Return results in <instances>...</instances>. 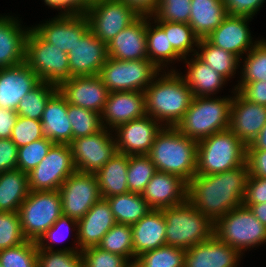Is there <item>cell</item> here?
<instances>
[{
  "mask_svg": "<svg viewBox=\"0 0 266 267\" xmlns=\"http://www.w3.org/2000/svg\"><path fill=\"white\" fill-rule=\"evenodd\" d=\"M197 48L195 55L227 81L237 74L239 63L243 61L233 53L214 46L206 38L199 39Z\"/></svg>",
  "mask_w": 266,
  "mask_h": 267,
  "instance_id": "cell-35",
  "label": "cell"
},
{
  "mask_svg": "<svg viewBox=\"0 0 266 267\" xmlns=\"http://www.w3.org/2000/svg\"><path fill=\"white\" fill-rule=\"evenodd\" d=\"M112 132L103 127L94 134L72 140L69 145L76 171L95 174L116 154Z\"/></svg>",
  "mask_w": 266,
  "mask_h": 267,
  "instance_id": "cell-13",
  "label": "cell"
},
{
  "mask_svg": "<svg viewBox=\"0 0 266 267\" xmlns=\"http://www.w3.org/2000/svg\"><path fill=\"white\" fill-rule=\"evenodd\" d=\"M198 141L176 127H163L148 154L157 171L174 174L187 183L196 175Z\"/></svg>",
  "mask_w": 266,
  "mask_h": 267,
  "instance_id": "cell-3",
  "label": "cell"
},
{
  "mask_svg": "<svg viewBox=\"0 0 266 267\" xmlns=\"http://www.w3.org/2000/svg\"><path fill=\"white\" fill-rule=\"evenodd\" d=\"M101 0H80V13H85L87 7Z\"/></svg>",
  "mask_w": 266,
  "mask_h": 267,
  "instance_id": "cell-62",
  "label": "cell"
},
{
  "mask_svg": "<svg viewBox=\"0 0 266 267\" xmlns=\"http://www.w3.org/2000/svg\"><path fill=\"white\" fill-rule=\"evenodd\" d=\"M84 267H133L124 256H120L96 247H89L81 251Z\"/></svg>",
  "mask_w": 266,
  "mask_h": 267,
  "instance_id": "cell-50",
  "label": "cell"
},
{
  "mask_svg": "<svg viewBox=\"0 0 266 267\" xmlns=\"http://www.w3.org/2000/svg\"><path fill=\"white\" fill-rule=\"evenodd\" d=\"M245 56L240 67L241 80L237 81L238 84L266 81V40L260 39Z\"/></svg>",
  "mask_w": 266,
  "mask_h": 267,
  "instance_id": "cell-41",
  "label": "cell"
},
{
  "mask_svg": "<svg viewBox=\"0 0 266 267\" xmlns=\"http://www.w3.org/2000/svg\"><path fill=\"white\" fill-rule=\"evenodd\" d=\"M29 192L28 174L19 169L0 173V211L18 212Z\"/></svg>",
  "mask_w": 266,
  "mask_h": 267,
  "instance_id": "cell-34",
  "label": "cell"
},
{
  "mask_svg": "<svg viewBox=\"0 0 266 267\" xmlns=\"http://www.w3.org/2000/svg\"><path fill=\"white\" fill-rule=\"evenodd\" d=\"M75 171L70 145L54 143L47 156L28 173L29 190H59L62 183Z\"/></svg>",
  "mask_w": 266,
  "mask_h": 267,
  "instance_id": "cell-11",
  "label": "cell"
},
{
  "mask_svg": "<svg viewBox=\"0 0 266 267\" xmlns=\"http://www.w3.org/2000/svg\"><path fill=\"white\" fill-rule=\"evenodd\" d=\"M227 15L253 18L265 0H223Z\"/></svg>",
  "mask_w": 266,
  "mask_h": 267,
  "instance_id": "cell-52",
  "label": "cell"
},
{
  "mask_svg": "<svg viewBox=\"0 0 266 267\" xmlns=\"http://www.w3.org/2000/svg\"><path fill=\"white\" fill-rule=\"evenodd\" d=\"M173 68L161 71L144 90L147 115L164 127H175L194 98L182 74Z\"/></svg>",
  "mask_w": 266,
  "mask_h": 267,
  "instance_id": "cell-2",
  "label": "cell"
},
{
  "mask_svg": "<svg viewBox=\"0 0 266 267\" xmlns=\"http://www.w3.org/2000/svg\"><path fill=\"white\" fill-rule=\"evenodd\" d=\"M163 127L149 115L120 124L113 130L117 152L125 155H148Z\"/></svg>",
  "mask_w": 266,
  "mask_h": 267,
  "instance_id": "cell-15",
  "label": "cell"
},
{
  "mask_svg": "<svg viewBox=\"0 0 266 267\" xmlns=\"http://www.w3.org/2000/svg\"><path fill=\"white\" fill-rule=\"evenodd\" d=\"M32 28L48 43L68 53L89 29L90 24L84 13L59 14L45 23Z\"/></svg>",
  "mask_w": 266,
  "mask_h": 267,
  "instance_id": "cell-16",
  "label": "cell"
},
{
  "mask_svg": "<svg viewBox=\"0 0 266 267\" xmlns=\"http://www.w3.org/2000/svg\"><path fill=\"white\" fill-rule=\"evenodd\" d=\"M25 63L42 82L56 87L72 78L68 53L45 41L32 27L25 42Z\"/></svg>",
  "mask_w": 266,
  "mask_h": 267,
  "instance_id": "cell-7",
  "label": "cell"
},
{
  "mask_svg": "<svg viewBox=\"0 0 266 267\" xmlns=\"http://www.w3.org/2000/svg\"><path fill=\"white\" fill-rule=\"evenodd\" d=\"M37 267H84L79 247L37 251Z\"/></svg>",
  "mask_w": 266,
  "mask_h": 267,
  "instance_id": "cell-44",
  "label": "cell"
},
{
  "mask_svg": "<svg viewBox=\"0 0 266 267\" xmlns=\"http://www.w3.org/2000/svg\"><path fill=\"white\" fill-rule=\"evenodd\" d=\"M157 172L148 155H128L127 185L129 192L142 193Z\"/></svg>",
  "mask_w": 266,
  "mask_h": 267,
  "instance_id": "cell-42",
  "label": "cell"
},
{
  "mask_svg": "<svg viewBox=\"0 0 266 267\" xmlns=\"http://www.w3.org/2000/svg\"><path fill=\"white\" fill-rule=\"evenodd\" d=\"M246 150H266V125L261 129L254 140L247 145Z\"/></svg>",
  "mask_w": 266,
  "mask_h": 267,
  "instance_id": "cell-60",
  "label": "cell"
},
{
  "mask_svg": "<svg viewBox=\"0 0 266 267\" xmlns=\"http://www.w3.org/2000/svg\"><path fill=\"white\" fill-rule=\"evenodd\" d=\"M168 34L169 43L173 49L184 59L195 55L199 38L194 34L189 23L155 21ZM193 54H190L192 53Z\"/></svg>",
  "mask_w": 266,
  "mask_h": 267,
  "instance_id": "cell-37",
  "label": "cell"
},
{
  "mask_svg": "<svg viewBox=\"0 0 266 267\" xmlns=\"http://www.w3.org/2000/svg\"><path fill=\"white\" fill-rule=\"evenodd\" d=\"M58 90V87L41 82L36 88L28 92L19 102L16 113L18 116L41 120L49 98Z\"/></svg>",
  "mask_w": 266,
  "mask_h": 267,
  "instance_id": "cell-38",
  "label": "cell"
},
{
  "mask_svg": "<svg viewBox=\"0 0 266 267\" xmlns=\"http://www.w3.org/2000/svg\"><path fill=\"white\" fill-rule=\"evenodd\" d=\"M44 137L41 120L18 116L10 139L19 148Z\"/></svg>",
  "mask_w": 266,
  "mask_h": 267,
  "instance_id": "cell-51",
  "label": "cell"
},
{
  "mask_svg": "<svg viewBox=\"0 0 266 267\" xmlns=\"http://www.w3.org/2000/svg\"><path fill=\"white\" fill-rule=\"evenodd\" d=\"M248 177L247 163L226 172L196 174L188 182L187 200L215 224L243 205Z\"/></svg>",
  "mask_w": 266,
  "mask_h": 267,
  "instance_id": "cell-1",
  "label": "cell"
},
{
  "mask_svg": "<svg viewBox=\"0 0 266 267\" xmlns=\"http://www.w3.org/2000/svg\"><path fill=\"white\" fill-rule=\"evenodd\" d=\"M50 8L61 10L59 14L80 13V0H43Z\"/></svg>",
  "mask_w": 266,
  "mask_h": 267,
  "instance_id": "cell-58",
  "label": "cell"
},
{
  "mask_svg": "<svg viewBox=\"0 0 266 267\" xmlns=\"http://www.w3.org/2000/svg\"><path fill=\"white\" fill-rule=\"evenodd\" d=\"M41 82L25 62L0 68V107L16 111L20 100Z\"/></svg>",
  "mask_w": 266,
  "mask_h": 267,
  "instance_id": "cell-22",
  "label": "cell"
},
{
  "mask_svg": "<svg viewBox=\"0 0 266 267\" xmlns=\"http://www.w3.org/2000/svg\"><path fill=\"white\" fill-rule=\"evenodd\" d=\"M98 247L108 252L124 256L132 264H134V249L131 225L116 223L104 235Z\"/></svg>",
  "mask_w": 266,
  "mask_h": 267,
  "instance_id": "cell-39",
  "label": "cell"
},
{
  "mask_svg": "<svg viewBox=\"0 0 266 267\" xmlns=\"http://www.w3.org/2000/svg\"><path fill=\"white\" fill-rule=\"evenodd\" d=\"M248 207L255 217L266 226V202L259 204H243Z\"/></svg>",
  "mask_w": 266,
  "mask_h": 267,
  "instance_id": "cell-61",
  "label": "cell"
},
{
  "mask_svg": "<svg viewBox=\"0 0 266 267\" xmlns=\"http://www.w3.org/2000/svg\"><path fill=\"white\" fill-rule=\"evenodd\" d=\"M266 202V178L249 176L243 204Z\"/></svg>",
  "mask_w": 266,
  "mask_h": 267,
  "instance_id": "cell-54",
  "label": "cell"
},
{
  "mask_svg": "<svg viewBox=\"0 0 266 267\" xmlns=\"http://www.w3.org/2000/svg\"><path fill=\"white\" fill-rule=\"evenodd\" d=\"M116 223L133 225L151 208L140 193L128 192L106 198Z\"/></svg>",
  "mask_w": 266,
  "mask_h": 267,
  "instance_id": "cell-36",
  "label": "cell"
},
{
  "mask_svg": "<svg viewBox=\"0 0 266 267\" xmlns=\"http://www.w3.org/2000/svg\"><path fill=\"white\" fill-rule=\"evenodd\" d=\"M138 14L152 16L158 7L159 0H122Z\"/></svg>",
  "mask_w": 266,
  "mask_h": 267,
  "instance_id": "cell-59",
  "label": "cell"
},
{
  "mask_svg": "<svg viewBox=\"0 0 266 267\" xmlns=\"http://www.w3.org/2000/svg\"><path fill=\"white\" fill-rule=\"evenodd\" d=\"M25 241L18 212L0 211V251Z\"/></svg>",
  "mask_w": 266,
  "mask_h": 267,
  "instance_id": "cell-47",
  "label": "cell"
},
{
  "mask_svg": "<svg viewBox=\"0 0 266 267\" xmlns=\"http://www.w3.org/2000/svg\"><path fill=\"white\" fill-rule=\"evenodd\" d=\"M18 214L25 238L37 242L63 215L59 190L30 191Z\"/></svg>",
  "mask_w": 266,
  "mask_h": 267,
  "instance_id": "cell-9",
  "label": "cell"
},
{
  "mask_svg": "<svg viewBox=\"0 0 266 267\" xmlns=\"http://www.w3.org/2000/svg\"><path fill=\"white\" fill-rule=\"evenodd\" d=\"M152 20L153 19L150 16H146L147 58L160 71H165L166 68V71H169L167 66L170 65L169 63L173 62L174 64V61H182L183 58L169 43L168 34H166L165 31ZM153 23L154 25H151Z\"/></svg>",
  "mask_w": 266,
  "mask_h": 267,
  "instance_id": "cell-33",
  "label": "cell"
},
{
  "mask_svg": "<svg viewBox=\"0 0 266 267\" xmlns=\"http://www.w3.org/2000/svg\"><path fill=\"white\" fill-rule=\"evenodd\" d=\"M191 0H159L153 21L189 23Z\"/></svg>",
  "mask_w": 266,
  "mask_h": 267,
  "instance_id": "cell-48",
  "label": "cell"
},
{
  "mask_svg": "<svg viewBox=\"0 0 266 267\" xmlns=\"http://www.w3.org/2000/svg\"><path fill=\"white\" fill-rule=\"evenodd\" d=\"M249 176L266 178V150H246Z\"/></svg>",
  "mask_w": 266,
  "mask_h": 267,
  "instance_id": "cell-56",
  "label": "cell"
},
{
  "mask_svg": "<svg viewBox=\"0 0 266 267\" xmlns=\"http://www.w3.org/2000/svg\"><path fill=\"white\" fill-rule=\"evenodd\" d=\"M159 72L149 59L126 61L108 57L99 77L109 92H144Z\"/></svg>",
  "mask_w": 266,
  "mask_h": 267,
  "instance_id": "cell-10",
  "label": "cell"
},
{
  "mask_svg": "<svg viewBox=\"0 0 266 267\" xmlns=\"http://www.w3.org/2000/svg\"><path fill=\"white\" fill-rule=\"evenodd\" d=\"M108 57L117 60L147 58L146 16L140 15L107 43Z\"/></svg>",
  "mask_w": 266,
  "mask_h": 267,
  "instance_id": "cell-26",
  "label": "cell"
},
{
  "mask_svg": "<svg viewBox=\"0 0 266 267\" xmlns=\"http://www.w3.org/2000/svg\"><path fill=\"white\" fill-rule=\"evenodd\" d=\"M115 224L116 220L108 201L101 198L78 220L74 244L80 248V252L89 247H96Z\"/></svg>",
  "mask_w": 266,
  "mask_h": 267,
  "instance_id": "cell-24",
  "label": "cell"
},
{
  "mask_svg": "<svg viewBox=\"0 0 266 267\" xmlns=\"http://www.w3.org/2000/svg\"><path fill=\"white\" fill-rule=\"evenodd\" d=\"M166 220V245L188 250L214 236L215 224L188 200L162 209Z\"/></svg>",
  "mask_w": 266,
  "mask_h": 267,
  "instance_id": "cell-5",
  "label": "cell"
},
{
  "mask_svg": "<svg viewBox=\"0 0 266 267\" xmlns=\"http://www.w3.org/2000/svg\"><path fill=\"white\" fill-rule=\"evenodd\" d=\"M189 25L199 38H206L227 16L223 0H191Z\"/></svg>",
  "mask_w": 266,
  "mask_h": 267,
  "instance_id": "cell-31",
  "label": "cell"
},
{
  "mask_svg": "<svg viewBox=\"0 0 266 267\" xmlns=\"http://www.w3.org/2000/svg\"><path fill=\"white\" fill-rule=\"evenodd\" d=\"M18 114L15 110L0 107V139L10 138Z\"/></svg>",
  "mask_w": 266,
  "mask_h": 267,
  "instance_id": "cell-57",
  "label": "cell"
},
{
  "mask_svg": "<svg viewBox=\"0 0 266 267\" xmlns=\"http://www.w3.org/2000/svg\"><path fill=\"white\" fill-rule=\"evenodd\" d=\"M252 18L227 15L222 23L206 39L216 47L233 53L240 59L249 52L259 40H254L249 30ZM243 56V57H242Z\"/></svg>",
  "mask_w": 266,
  "mask_h": 267,
  "instance_id": "cell-19",
  "label": "cell"
},
{
  "mask_svg": "<svg viewBox=\"0 0 266 267\" xmlns=\"http://www.w3.org/2000/svg\"><path fill=\"white\" fill-rule=\"evenodd\" d=\"M183 60L188 68L183 77L194 97L215 96L227 83L223 76L202 62L196 55Z\"/></svg>",
  "mask_w": 266,
  "mask_h": 267,
  "instance_id": "cell-30",
  "label": "cell"
},
{
  "mask_svg": "<svg viewBox=\"0 0 266 267\" xmlns=\"http://www.w3.org/2000/svg\"><path fill=\"white\" fill-rule=\"evenodd\" d=\"M64 216L81 219L101 199L94 173L75 171L59 187Z\"/></svg>",
  "mask_w": 266,
  "mask_h": 267,
  "instance_id": "cell-14",
  "label": "cell"
},
{
  "mask_svg": "<svg viewBox=\"0 0 266 267\" xmlns=\"http://www.w3.org/2000/svg\"><path fill=\"white\" fill-rule=\"evenodd\" d=\"M185 253L184 249L165 245L136 257L133 267H184Z\"/></svg>",
  "mask_w": 266,
  "mask_h": 267,
  "instance_id": "cell-40",
  "label": "cell"
},
{
  "mask_svg": "<svg viewBox=\"0 0 266 267\" xmlns=\"http://www.w3.org/2000/svg\"><path fill=\"white\" fill-rule=\"evenodd\" d=\"M214 235L244 254L247 249L266 243V226L244 205L232 209L214 226Z\"/></svg>",
  "mask_w": 266,
  "mask_h": 267,
  "instance_id": "cell-8",
  "label": "cell"
},
{
  "mask_svg": "<svg viewBox=\"0 0 266 267\" xmlns=\"http://www.w3.org/2000/svg\"><path fill=\"white\" fill-rule=\"evenodd\" d=\"M77 226L78 220L64 215L60 216V218L38 239L36 242L38 248L41 250H55L53 244L64 241L71 230L76 231L75 234L77 236Z\"/></svg>",
  "mask_w": 266,
  "mask_h": 267,
  "instance_id": "cell-49",
  "label": "cell"
},
{
  "mask_svg": "<svg viewBox=\"0 0 266 267\" xmlns=\"http://www.w3.org/2000/svg\"><path fill=\"white\" fill-rule=\"evenodd\" d=\"M71 77L99 75L108 53L107 44L89 29L68 52Z\"/></svg>",
  "mask_w": 266,
  "mask_h": 267,
  "instance_id": "cell-17",
  "label": "cell"
},
{
  "mask_svg": "<svg viewBox=\"0 0 266 267\" xmlns=\"http://www.w3.org/2000/svg\"><path fill=\"white\" fill-rule=\"evenodd\" d=\"M42 132L53 143L70 144L72 126L68 119V103L57 90L48 100L41 117Z\"/></svg>",
  "mask_w": 266,
  "mask_h": 267,
  "instance_id": "cell-29",
  "label": "cell"
},
{
  "mask_svg": "<svg viewBox=\"0 0 266 267\" xmlns=\"http://www.w3.org/2000/svg\"><path fill=\"white\" fill-rule=\"evenodd\" d=\"M244 256L215 235L186 250L184 267H237Z\"/></svg>",
  "mask_w": 266,
  "mask_h": 267,
  "instance_id": "cell-25",
  "label": "cell"
},
{
  "mask_svg": "<svg viewBox=\"0 0 266 267\" xmlns=\"http://www.w3.org/2000/svg\"><path fill=\"white\" fill-rule=\"evenodd\" d=\"M128 155L116 154L95 175L101 198L128 193L127 185Z\"/></svg>",
  "mask_w": 266,
  "mask_h": 267,
  "instance_id": "cell-32",
  "label": "cell"
},
{
  "mask_svg": "<svg viewBox=\"0 0 266 267\" xmlns=\"http://www.w3.org/2000/svg\"><path fill=\"white\" fill-rule=\"evenodd\" d=\"M38 246L35 241L27 240L17 246L0 251L2 267H37Z\"/></svg>",
  "mask_w": 266,
  "mask_h": 267,
  "instance_id": "cell-45",
  "label": "cell"
},
{
  "mask_svg": "<svg viewBox=\"0 0 266 267\" xmlns=\"http://www.w3.org/2000/svg\"><path fill=\"white\" fill-rule=\"evenodd\" d=\"M188 183L174 174L157 171L141 193L151 209L162 210L187 200Z\"/></svg>",
  "mask_w": 266,
  "mask_h": 267,
  "instance_id": "cell-23",
  "label": "cell"
},
{
  "mask_svg": "<svg viewBox=\"0 0 266 267\" xmlns=\"http://www.w3.org/2000/svg\"><path fill=\"white\" fill-rule=\"evenodd\" d=\"M244 99L266 106V81L237 84L234 87Z\"/></svg>",
  "mask_w": 266,
  "mask_h": 267,
  "instance_id": "cell-53",
  "label": "cell"
},
{
  "mask_svg": "<svg viewBox=\"0 0 266 267\" xmlns=\"http://www.w3.org/2000/svg\"><path fill=\"white\" fill-rule=\"evenodd\" d=\"M232 90L229 129L247 146L266 125V106L250 102Z\"/></svg>",
  "mask_w": 266,
  "mask_h": 267,
  "instance_id": "cell-18",
  "label": "cell"
},
{
  "mask_svg": "<svg viewBox=\"0 0 266 267\" xmlns=\"http://www.w3.org/2000/svg\"><path fill=\"white\" fill-rule=\"evenodd\" d=\"M58 91L67 103L102 113L109 91L99 75L75 76L62 83Z\"/></svg>",
  "mask_w": 266,
  "mask_h": 267,
  "instance_id": "cell-20",
  "label": "cell"
},
{
  "mask_svg": "<svg viewBox=\"0 0 266 267\" xmlns=\"http://www.w3.org/2000/svg\"><path fill=\"white\" fill-rule=\"evenodd\" d=\"M233 96L194 97L189 109L175 126L183 135L200 141L216 132L229 128Z\"/></svg>",
  "mask_w": 266,
  "mask_h": 267,
  "instance_id": "cell-4",
  "label": "cell"
},
{
  "mask_svg": "<svg viewBox=\"0 0 266 267\" xmlns=\"http://www.w3.org/2000/svg\"><path fill=\"white\" fill-rule=\"evenodd\" d=\"M68 119L72 126V140L94 134L103 128L99 113L69 103Z\"/></svg>",
  "mask_w": 266,
  "mask_h": 267,
  "instance_id": "cell-43",
  "label": "cell"
},
{
  "mask_svg": "<svg viewBox=\"0 0 266 267\" xmlns=\"http://www.w3.org/2000/svg\"><path fill=\"white\" fill-rule=\"evenodd\" d=\"M246 147L229 128L198 141L196 174L226 172L245 164Z\"/></svg>",
  "mask_w": 266,
  "mask_h": 267,
  "instance_id": "cell-6",
  "label": "cell"
},
{
  "mask_svg": "<svg viewBox=\"0 0 266 267\" xmlns=\"http://www.w3.org/2000/svg\"><path fill=\"white\" fill-rule=\"evenodd\" d=\"M131 227L134 262L142 253L166 245V220L162 210L151 209Z\"/></svg>",
  "mask_w": 266,
  "mask_h": 267,
  "instance_id": "cell-28",
  "label": "cell"
},
{
  "mask_svg": "<svg viewBox=\"0 0 266 267\" xmlns=\"http://www.w3.org/2000/svg\"><path fill=\"white\" fill-rule=\"evenodd\" d=\"M84 14L90 30L106 44L140 16L122 0H101L87 7Z\"/></svg>",
  "mask_w": 266,
  "mask_h": 267,
  "instance_id": "cell-12",
  "label": "cell"
},
{
  "mask_svg": "<svg viewBox=\"0 0 266 267\" xmlns=\"http://www.w3.org/2000/svg\"><path fill=\"white\" fill-rule=\"evenodd\" d=\"M100 115L103 127L110 130H114L120 124L146 116L144 92H109Z\"/></svg>",
  "mask_w": 266,
  "mask_h": 267,
  "instance_id": "cell-21",
  "label": "cell"
},
{
  "mask_svg": "<svg viewBox=\"0 0 266 267\" xmlns=\"http://www.w3.org/2000/svg\"><path fill=\"white\" fill-rule=\"evenodd\" d=\"M54 143L44 137L18 148L17 169L30 173L47 156Z\"/></svg>",
  "mask_w": 266,
  "mask_h": 267,
  "instance_id": "cell-46",
  "label": "cell"
},
{
  "mask_svg": "<svg viewBox=\"0 0 266 267\" xmlns=\"http://www.w3.org/2000/svg\"><path fill=\"white\" fill-rule=\"evenodd\" d=\"M19 20L0 15V68L25 62V42L31 27H22Z\"/></svg>",
  "mask_w": 266,
  "mask_h": 267,
  "instance_id": "cell-27",
  "label": "cell"
},
{
  "mask_svg": "<svg viewBox=\"0 0 266 267\" xmlns=\"http://www.w3.org/2000/svg\"><path fill=\"white\" fill-rule=\"evenodd\" d=\"M18 147L10 138L0 139V173L17 169Z\"/></svg>",
  "mask_w": 266,
  "mask_h": 267,
  "instance_id": "cell-55",
  "label": "cell"
}]
</instances>
